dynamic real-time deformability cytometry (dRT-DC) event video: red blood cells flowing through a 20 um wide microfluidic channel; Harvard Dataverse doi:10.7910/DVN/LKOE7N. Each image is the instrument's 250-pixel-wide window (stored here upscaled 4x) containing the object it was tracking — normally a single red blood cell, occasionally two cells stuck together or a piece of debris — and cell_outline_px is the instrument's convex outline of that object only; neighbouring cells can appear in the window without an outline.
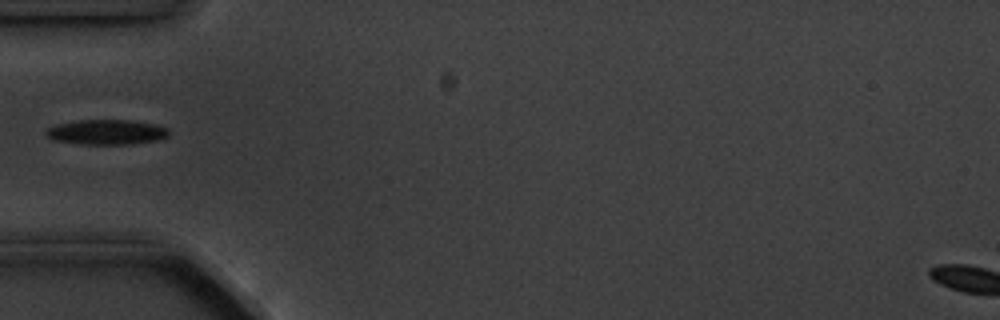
{"species": "common noctule bat (a hibernating species)", "species_latin": "Nyctalus noctula", "temperature_condition": "cold", "stored_images_in_passage": 2, "camera_frame_rate_fps": 3000, "um_per_image_px": 0.085, "animal": {"sex": "male", "body_mass_g": 20.1, "forearm_length_mm": 53.5}, "frame": {"image": 1, "passage_image": 2, "time_ms": 1.0, "image_size_px": [1000, 320], "cell_outline_px": [[168, 136], [160, 140], [132, 144], [80, 144], [52, 140], [44, 136], [44, 132], [48, 128], [56, 124], [76, 120], [132, 120], [156, 124], [168, 128]], "centroid_in_image_um": [9.03, 11.23], "position_along_channel_um": 76.0, "area_um2": 18.21}}